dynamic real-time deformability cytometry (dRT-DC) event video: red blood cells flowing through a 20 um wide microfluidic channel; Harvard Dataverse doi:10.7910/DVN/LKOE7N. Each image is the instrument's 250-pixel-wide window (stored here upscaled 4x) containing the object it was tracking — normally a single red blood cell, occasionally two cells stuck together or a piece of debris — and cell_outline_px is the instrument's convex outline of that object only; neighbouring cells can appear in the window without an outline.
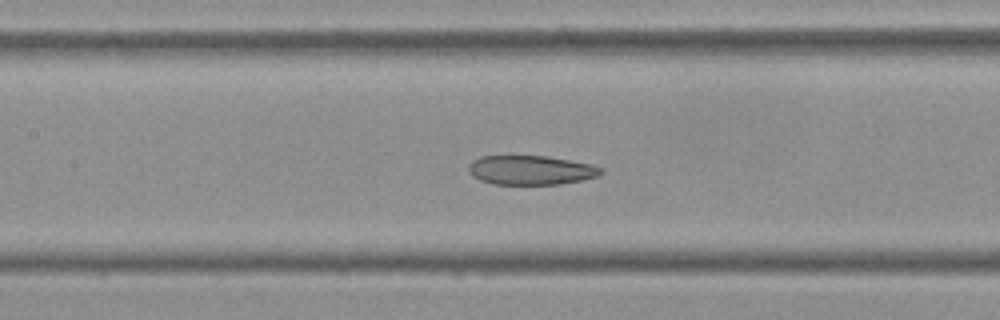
{"species": "Egyptian fruit bat (a non-hibernating species)", "species_latin": "Rousettus aegyptiacus", "temperature_condition": "cold", "stored_images_in_passage": 54, "camera_frame_rate_fps": 3000, "um_per_image_px": 0.085, "frame": {"image": 1, "passage_image": 24, "time_ms": 7.667, "image_size_px": [1000, 320], "cell_outline_px": [[604, 172], [596, 176], [580, 180], [560, 184], [492, 184], [480, 180], [472, 176], [468, 172], [468, 164], [472, 160], [480, 156], [548, 156], [592, 164], [604, 168]], "centroid_in_image_um": [45.1, 14.45], "position_along_channel_um": 162.3, "area_um2": 22.72}}
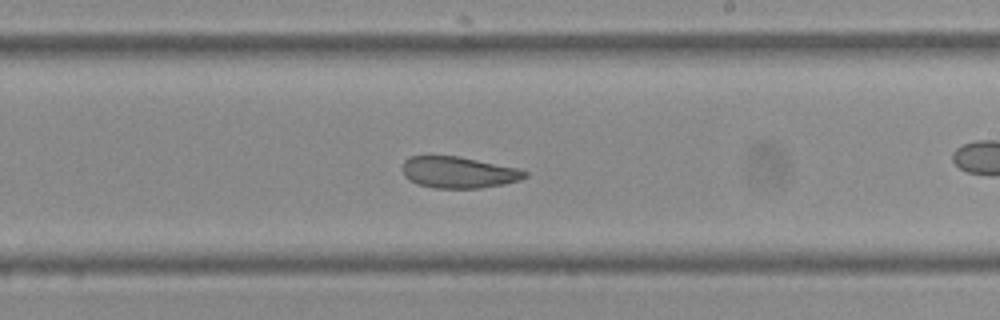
{"frame": {"image": 2, "passage_image": 31, "time_ms": 10.0, "image_size_px": [1000, 320], "cell_outline_px": [[528, 176], [520, 180], [504, 184], [480, 188], [436, 188], [416, 184], [408, 180], [404, 176], [400, 168], [404, 160], [408, 156], [460, 156], [520, 168], [528, 172]], "centroid_in_image_um": [38.96, 14.64], "position_along_channel_um": 250.0, "area_um2": 22.89}}
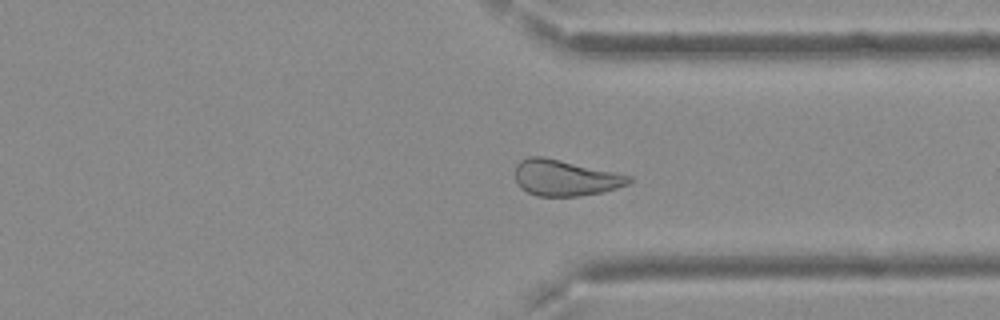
{"frame": {"image": 3, "passage_image": 40, "time_ms": 13.0, "image_size_px": [1000, 320], "cell_outline_px": [[632, 180], [628, 184], [616, 188], [600, 192], [576, 196], [536, 196], [520, 188], [516, 180], [516, 164], [520, 160], [528, 156], [544, 156], [632, 176]], "centroid_in_image_um": [48.0, 15.11], "position_along_channel_um": 363.4, "area_um2": 23.76}, "authors_computed_cell_mechanics": {"area_um2": 25.9522, "velocity_mm_per_s": 3.7754, "shape_relaxation_time_tau1_ms": null, "shape_relaxation_time_tau2_ms": 4.3075, "deformation_change_tau1": null, "deformation_change_tau2": 0.1068}}